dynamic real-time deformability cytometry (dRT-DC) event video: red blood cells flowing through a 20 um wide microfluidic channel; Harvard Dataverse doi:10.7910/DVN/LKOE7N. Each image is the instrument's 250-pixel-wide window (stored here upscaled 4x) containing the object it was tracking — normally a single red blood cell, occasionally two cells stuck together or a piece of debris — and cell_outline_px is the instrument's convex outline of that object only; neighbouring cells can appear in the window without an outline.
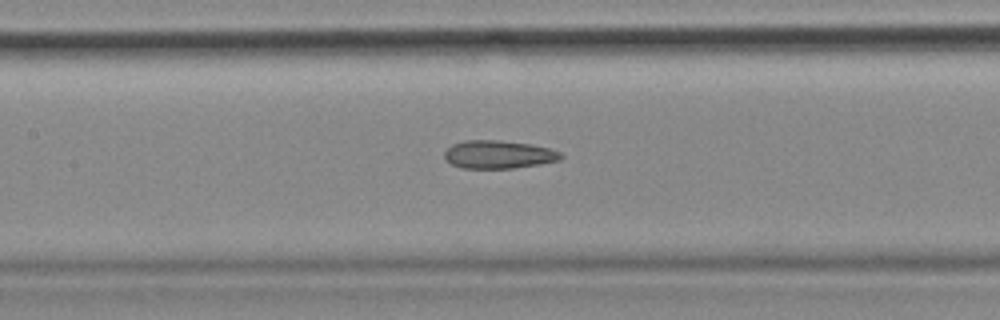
{"species": "common noctule bat (a hibernating species)", "species_latin": "Nyctalus noctula", "temperature_condition": "cold", "stored_images_in_passage": 54, "camera_frame_rate_fps": 3000, "um_per_image_px": 0.085, "animal": {"sex": "female", "body_mass_g": 18.4}, "frame": {"image": 1, "passage_image": 24, "time_ms": 7.667, "image_size_px": [1000, 320], "cell_outline_px": [[564, 156], [560, 160], [540, 164], [516, 168], [460, 168], [444, 160], [444, 152], [452, 144], [464, 140], [500, 140], [528, 144], [548, 148], [560, 152]], "centroid_in_image_um": [42.35, 13.14], "position_along_channel_um": 165.1, "area_um2": 19.13}, "authors_computed_cell_mechanics": {"area_um2": 19.7098, "velocity_mm_per_s": 3.5929, "shape_relaxation_time_tau1_ms": null, "shape_relaxation_time_tau2_ms": 4.5788, "deformation_change_tau1": null, "deformation_change_tau2": 0.144}}